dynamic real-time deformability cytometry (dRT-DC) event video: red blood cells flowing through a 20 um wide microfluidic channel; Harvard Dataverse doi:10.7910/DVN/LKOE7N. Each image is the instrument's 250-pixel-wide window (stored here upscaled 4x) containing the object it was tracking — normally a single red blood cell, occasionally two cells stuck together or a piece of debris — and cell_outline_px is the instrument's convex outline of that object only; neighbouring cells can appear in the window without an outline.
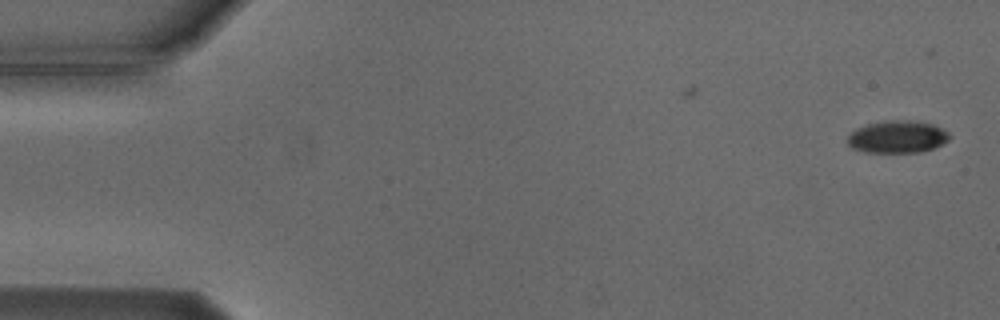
{"species": "Egyptian fruit bat (a non-hibernating species)", "species_latin": "Rousettus aegyptiacus", "temperature_condition": "cold", "stored_images_in_passage": 2, "camera_frame_rate_fps": 3000, "um_per_image_px": 0.085, "animal": {"sex": "male"}, "frame": {"image": 1, "passage_image": 2, "time_ms": 1.0, "image_size_px": [1000, 320], "cell_outline_px": [[952, 136], [948, 140], [932, 148], [920, 152], [864, 152], [852, 148], [848, 144], [848, 136], [856, 128], [868, 124], [888, 120], [908, 120], [932, 124], [948, 132]], "centroid_in_image_um": [76.26, 11.63], "position_along_channel_um": 8.7, "area_um2": 19.02}}